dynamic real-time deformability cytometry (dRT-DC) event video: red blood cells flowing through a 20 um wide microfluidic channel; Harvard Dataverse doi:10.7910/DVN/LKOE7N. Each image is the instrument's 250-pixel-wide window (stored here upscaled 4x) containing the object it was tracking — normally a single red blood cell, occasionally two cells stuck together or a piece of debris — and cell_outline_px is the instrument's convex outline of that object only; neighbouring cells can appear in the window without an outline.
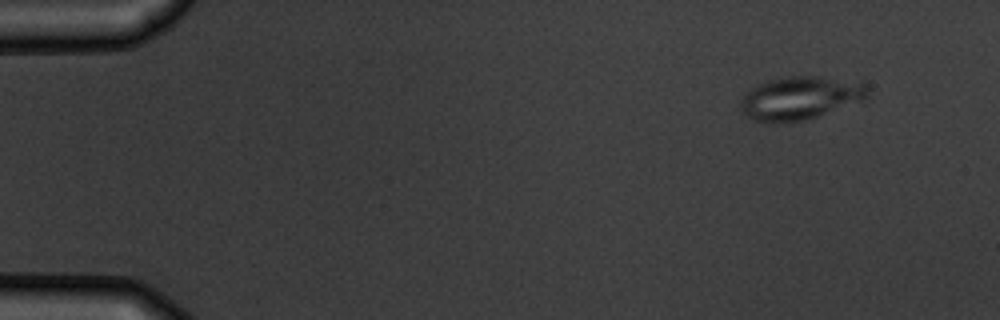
{"species": "common noctule bat (a hibernating species)", "species_latin": "Nyctalus noctula", "temperature_condition": "warm", "stored_images_in_passage": 4, "camera_frame_rate_fps": 3000, "um_per_image_px": 0.085, "animal": {"sex": "male", "body_mass_g": 19.5, "forearm_length_mm": 54.6}, "frame": {"image": 1, "passage_image": 1, "time_ms": 0.0, "image_size_px": [1000, 320], "cell_outline_px": [[868, 96], [864, 100], [816, 116], [784, 124], [756, 120], [748, 116], [744, 112], [740, 100], [752, 88], [768, 80], [780, 76], [820, 76], [864, 84], [868, 88]], "centroid_in_image_um": [68.01, 8.32], "position_along_channel_um": 17.0, "area_um2": 31.39}}